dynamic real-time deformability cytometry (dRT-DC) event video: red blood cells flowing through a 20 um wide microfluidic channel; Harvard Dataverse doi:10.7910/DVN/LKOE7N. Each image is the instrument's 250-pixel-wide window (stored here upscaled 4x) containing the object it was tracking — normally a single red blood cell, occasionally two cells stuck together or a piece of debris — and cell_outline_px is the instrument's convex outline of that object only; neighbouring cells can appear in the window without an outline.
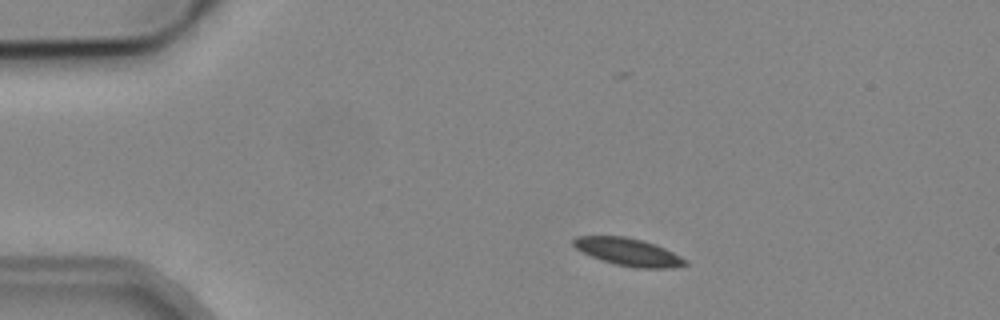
{"species": "common noctule bat (a hibernating species)", "species_latin": "Nyctalus noctula", "temperature_condition": "cold", "stored_images_in_passage": 3, "camera_frame_rate_fps": 3000, "um_per_image_px": 0.085, "animal": {"sex": "male", "body_mass_g": 19.2, "forearm_length_mm": 51.8}, "frame": {"image": 1, "passage_image": 1, "time_ms": 0.0, "image_size_px": [1000, 320], "cell_outline_px": [[688, 264], [672, 268], [636, 268], [616, 264], [592, 256], [576, 248], [572, 244], [572, 240], [576, 236], [624, 236], [656, 244], [688, 260]], "centroid_in_image_um": [53.43, 21.41], "position_along_channel_um": 31.6, "area_um2": 17.74}}